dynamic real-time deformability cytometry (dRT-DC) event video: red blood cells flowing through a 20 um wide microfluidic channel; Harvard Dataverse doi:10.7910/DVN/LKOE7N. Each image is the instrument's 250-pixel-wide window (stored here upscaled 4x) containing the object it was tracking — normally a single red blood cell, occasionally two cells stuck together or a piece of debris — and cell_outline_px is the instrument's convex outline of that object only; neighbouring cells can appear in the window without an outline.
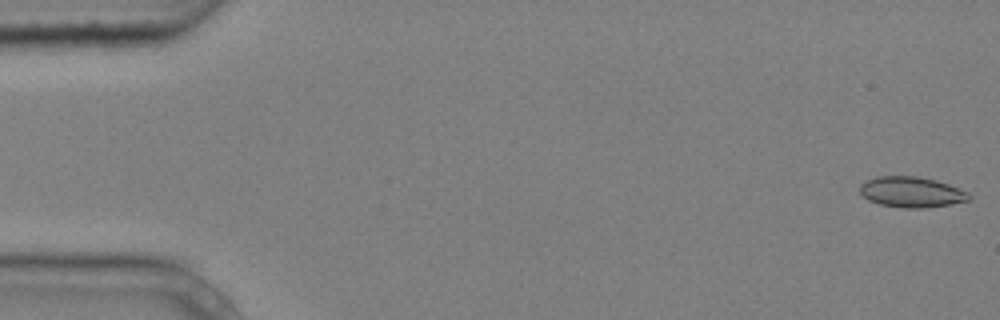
{"species": "common noctule bat (a hibernating species)", "species_latin": "Nyctalus noctula", "temperature_condition": "cold", "stored_images_in_passage": 7, "camera_frame_rate_fps": 3000, "um_per_image_px": 0.085, "animal": {"sex": "male", "body_mass_g": 20.4}, "frame": {"image": 1, "passage_image": 1, "time_ms": 0.0, "image_size_px": [1000, 320], "cell_outline_px": [[972, 196], [968, 200], [952, 204], [924, 208], [904, 208], [880, 204], [868, 200], [860, 192], [860, 184], [876, 176], [916, 176], [936, 180], [948, 184], [968, 192]], "centroid_in_image_um": [77.48, 16.32], "position_along_channel_um": 7.5, "area_um2": 19.42}}
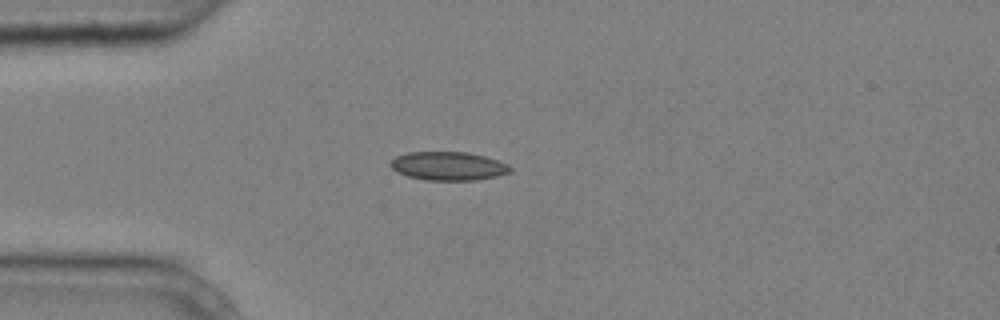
{"frame": {"image": 2, "passage_image": 4, "time_ms": 1.0, "image_size_px": [1000, 320], "cell_outline_px": [[512, 172], [496, 176], [476, 180], [428, 180], [408, 176], [392, 168], [388, 164], [396, 156], [408, 152], [468, 152], [484, 156], [508, 164], [512, 168]], "centroid_in_image_um": [38.12, 14.11], "position_along_channel_um": 46.9, "area_um2": 19.83}}
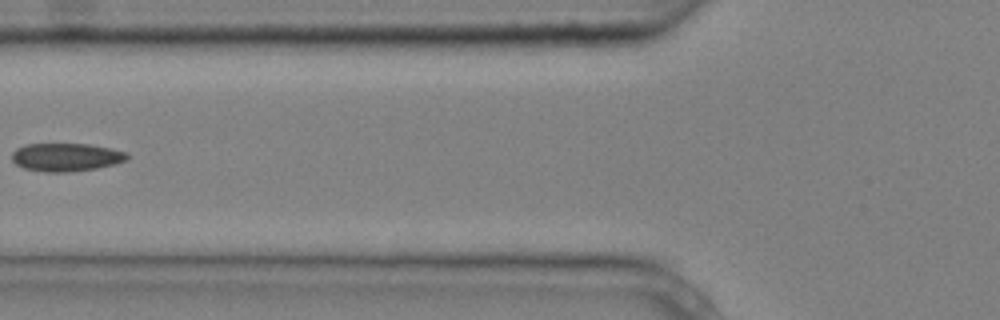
{"frame": {"image": 3, "passage_image": 6, "time_ms": 1.667, "image_size_px": [1000, 320], "cell_outline_px": [[128, 160], [116, 164], [96, 168], [68, 172], [44, 172], [24, 168], [16, 164], [12, 160], [12, 152], [16, 148], [28, 144], [88, 144], [128, 152]], "centroid_in_image_um": [5.62, 13.36], "position_along_channel_um": 120.2, "area_um2": 18.9}}